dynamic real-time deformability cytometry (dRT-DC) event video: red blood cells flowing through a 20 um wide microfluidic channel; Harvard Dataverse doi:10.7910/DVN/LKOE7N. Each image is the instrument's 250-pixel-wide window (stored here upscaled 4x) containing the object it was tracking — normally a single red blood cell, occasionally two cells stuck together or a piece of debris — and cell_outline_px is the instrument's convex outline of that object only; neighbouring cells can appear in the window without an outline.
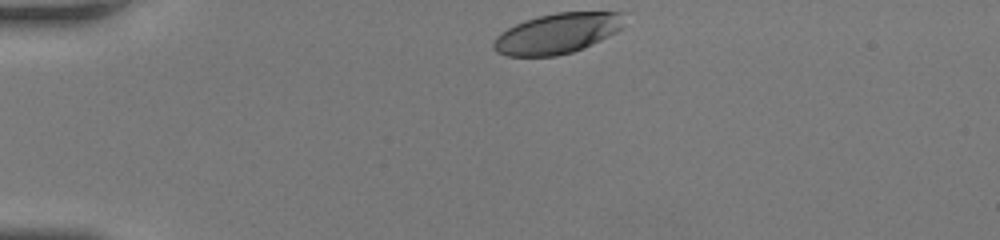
{"species": "human", "species_latin": "Homo sapiens", "temperature_condition": "room temperature", "stored_images_in_passage": 31, "camera_frame_rate_fps": 3000, "um_per_image_px": 0.085, "donor": {"sex": "female"}, "frame": {"image": 1, "passage_image": 1, "time_ms": 0.0, "image_size_px": [1000, 240], "cell_outline_px": [[628, 12], [620, 28], [616, 32], [584, 48], [572, 52], [556, 56], [508, 56], [496, 52], [492, 48], [492, 44], [496, 36], [500, 32], [524, 20], [556, 12]], "centroid_in_image_um": [47.36, 2.84], "position_along_channel_um": 37.6, "area_um2": 30.81}}
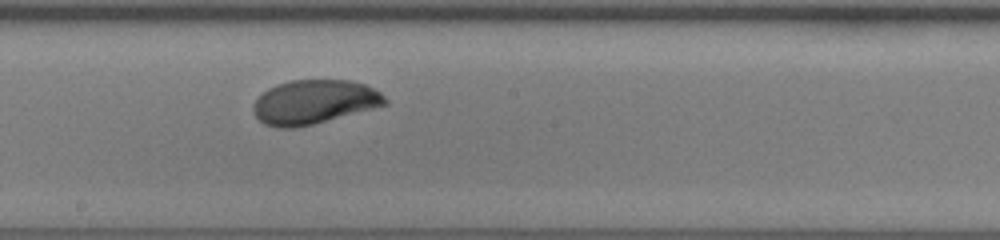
{"frame": {"image": 2, "passage_image": 18, "time_ms": 5.667, "image_size_px": [1000, 240], "cell_outline_px": [[388, 104], [312, 124], [296, 128], [276, 128], [264, 124], [256, 116], [252, 108], [252, 104], [268, 88], [276, 84], [292, 80], [352, 80], [364, 84], [380, 92], [388, 100]], "centroid_in_image_um": [26.68, 8.66], "position_along_channel_um": 221.5, "area_um2": 33.7}}
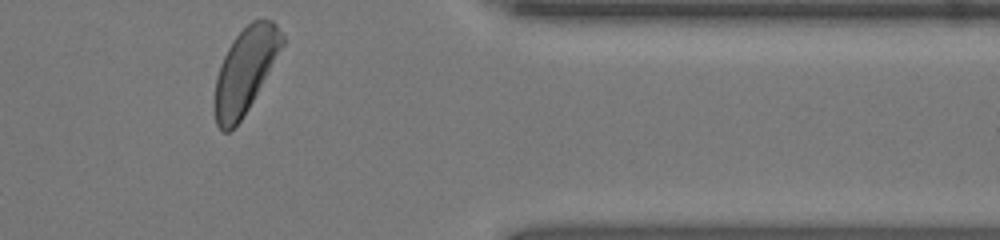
{"frame": {"image": 3, "passage_image": 31, "time_ms": 10.0, "image_size_px": [1000, 240], "cell_outline_px": [[284, 44], [248, 108], [240, 120], [228, 132], [220, 132], [216, 124], [212, 108], [212, 104], [216, 80], [220, 64], [232, 40], [252, 20], [272, 20], [276, 24], [284, 36]], "centroid_in_image_um": [20.8, 6.03], "position_along_channel_um": 390.6, "area_um2": 33.12}, "authors_computed_cell_mechanics": {"area_um2": 33.6974, "velocity_mm_per_s": 4.253, "shape_relaxation_time_tau1_ms": 2.3781, "shape_relaxation_time_tau2_ms": null, "deformation_change_tau1": 0.1369, "deformation_change_tau2": null}}